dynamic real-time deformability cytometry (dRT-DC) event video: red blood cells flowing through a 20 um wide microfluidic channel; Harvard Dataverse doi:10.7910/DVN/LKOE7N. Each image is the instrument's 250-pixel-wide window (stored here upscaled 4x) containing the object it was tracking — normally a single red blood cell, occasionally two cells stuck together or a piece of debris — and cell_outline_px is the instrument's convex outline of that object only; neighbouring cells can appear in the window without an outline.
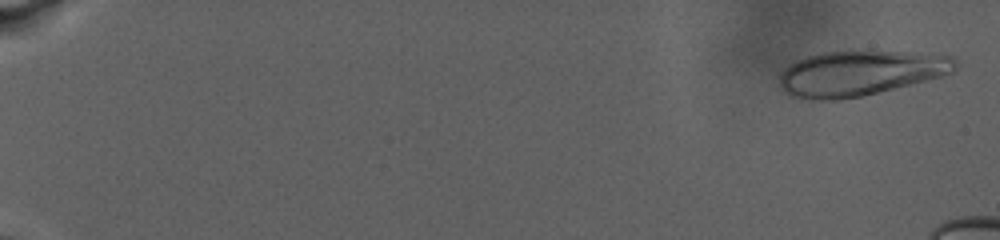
{"species": "human", "species_latin": "Homo sapiens", "temperature_condition": "warm", "stored_images_in_passage": 32, "camera_frame_rate_fps": 3000, "um_per_image_px": 0.085, "donor": {"sex": "male"}, "frame": {"image": 1, "passage_image": 1, "time_ms": 0.0, "image_size_px": [1000, 240], "cell_outline_px": [[956, 68], [952, 72], [944, 76], [864, 96], [840, 100], [812, 100], [788, 96], [780, 88], [780, 76], [792, 64], [808, 56], [824, 52], [904, 52], [952, 56], [956, 60]], "centroid_in_image_um": [73.13, 6.25], "position_along_channel_um": 11.9, "area_um2": 45.84}}
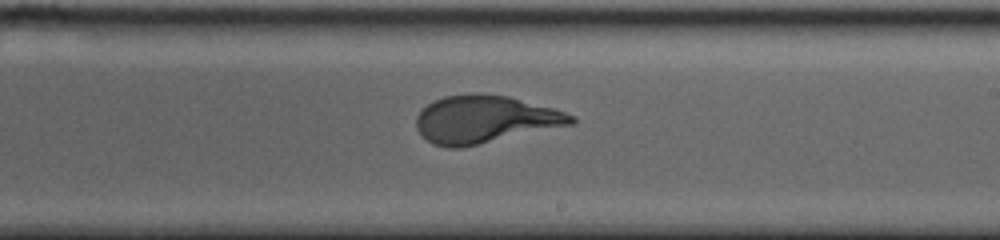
{"frame": {"image": 2, "passage_image": 21, "time_ms": 17.667, "image_size_px": [1000, 240], "cell_outline_px": [[576, 124], [460, 148], [448, 148], [432, 144], [416, 128], [416, 116], [428, 104], [444, 96], [508, 96], [552, 108], [576, 116]], "centroid_in_image_um": [41.25, 10.19], "position_along_channel_um": 247.7, "area_um2": 42.08}}
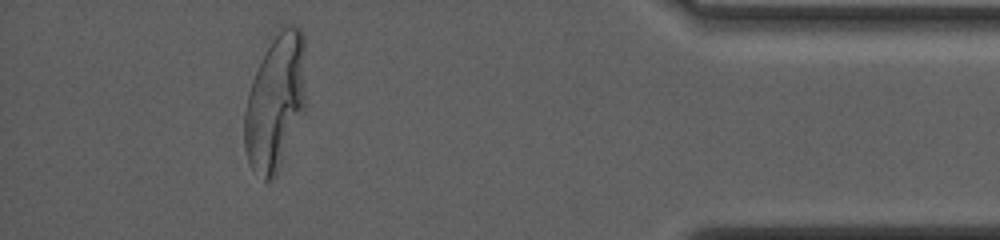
{"frame": {"image": 3, "passage_image": 30, "time_ms": 25.667, "image_size_px": [1000, 240], "cell_outline_px": [[304, 108], [272, 176], [268, 180], [264, 180], [252, 168], [248, 160], [244, 148], [244, 112], [248, 92], [252, 80], [272, 40], [284, 24], [292, 24], [300, 28], [304, 36]], "centroid_in_image_um": [23.37, 8.58], "position_along_channel_um": 411.8, "area_um2": 46.76}}